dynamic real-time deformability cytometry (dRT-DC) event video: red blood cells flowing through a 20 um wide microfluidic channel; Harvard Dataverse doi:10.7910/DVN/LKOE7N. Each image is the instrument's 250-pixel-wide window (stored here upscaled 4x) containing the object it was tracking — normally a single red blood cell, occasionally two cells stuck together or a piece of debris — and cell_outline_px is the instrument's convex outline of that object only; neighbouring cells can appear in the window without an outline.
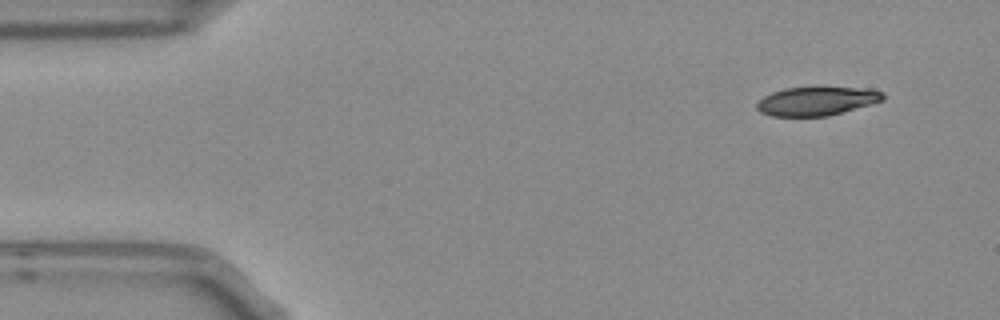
{"species": "Egyptian fruit bat (a non-hibernating species)", "species_latin": "Rousettus aegyptiacus", "temperature_condition": "room temperature", "stored_images_in_passage": 4, "camera_frame_rate_fps": 3000, "um_per_image_px": 0.085, "frame": {"image": 1, "passage_image": 1, "time_ms": 0.0, "image_size_px": [1000, 320], "cell_outline_px": [[884, 100], [872, 104], [828, 116], [772, 116], [760, 112], [756, 108], [756, 104], [764, 96], [772, 92], [784, 88], [816, 84], [872, 88], [884, 92]], "centroid_in_image_um": [69.48, 8.53], "position_along_channel_um": 15.5, "area_um2": 22.31}}
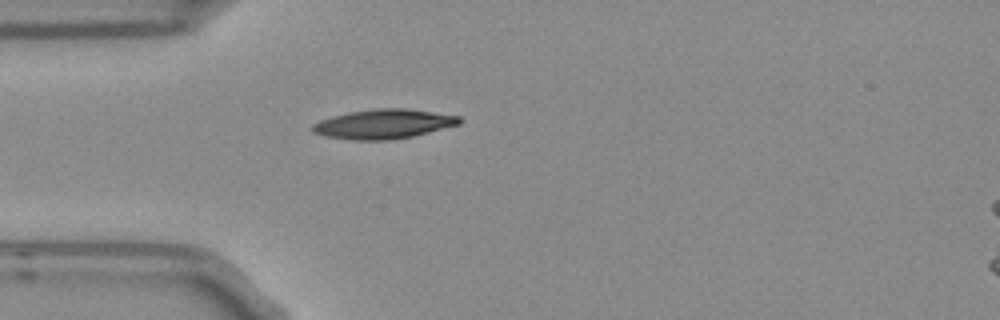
{"frame": {"image": 2, "passage_image": 4, "time_ms": 1.0, "image_size_px": [1000, 320], "cell_outline_px": [[464, 120], [460, 124], [412, 136], [392, 140], [352, 140], [328, 136], [312, 132], [312, 124], [320, 120], [332, 116], [348, 112], [376, 108], [408, 108], [460, 116]], "centroid_in_image_um": [32.62, 10.53], "position_along_channel_um": 52.4, "area_um2": 25.26}}